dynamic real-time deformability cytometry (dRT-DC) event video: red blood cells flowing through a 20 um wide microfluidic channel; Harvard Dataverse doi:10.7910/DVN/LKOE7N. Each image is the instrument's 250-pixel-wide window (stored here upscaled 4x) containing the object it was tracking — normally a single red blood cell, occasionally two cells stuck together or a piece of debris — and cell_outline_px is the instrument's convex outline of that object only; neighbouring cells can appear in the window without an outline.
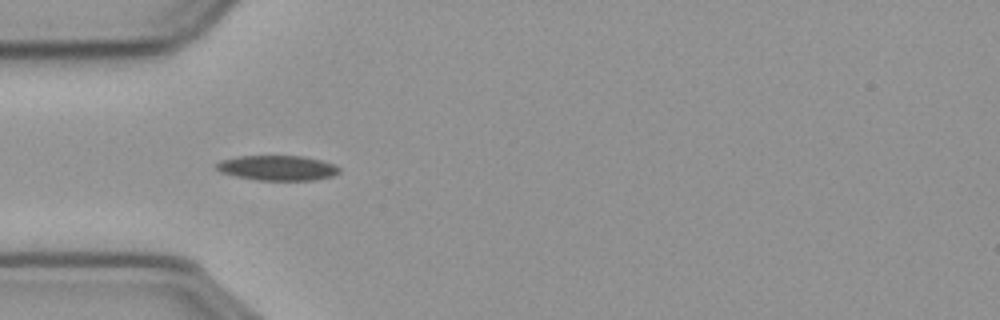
{"species": "common noctule bat (a hibernating species)", "species_latin": "Nyctalus noctula", "temperature_condition": "cold", "stored_images_in_passage": 40, "camera_frame_rate_fps": 3000, "um_per_image_px": 0.085, "animal": {"sex": "male", "body_mass_g": 23.1, "forearm_length_mm": 52.7}, "frame": {"image": 1, "passage_image": 1, "time_ms": 0.0, "image_size_px": [1000, 320], "cell_outline_px": [[340, 172], [332, 176], [316, 180], [256, 180], [236, 176], [220, 172], [216, 168], [216, 164], [220, 160], [240, 156], [304, 156], [320, 160], [332, 164], [340, 168]], "centroid_in_image_um": [23.58, 14.27], "position_along_channel_um": 61.4, "area_um2": 17.86}}
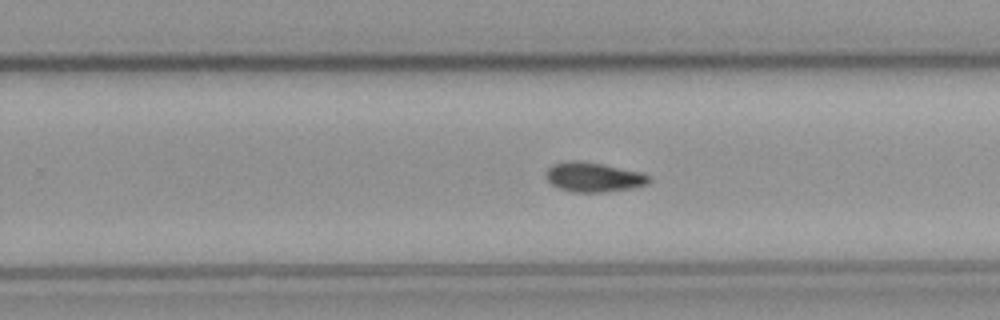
{"frame": {"image": 2, "passage_image": 19, "time_ms": 6.0, "image_size_px": [1000, 320], "cell_outline_px": [[652, 180], [648, 184], [632, 188], [604, 192], [572, 192], [560, 188], [552, 184], [548, 180], [548, 168], [552, 164], [572, 160], [576, 160], [600, 164], [640, 172], [648, 176]], "centroid_in_image_um": [50.47, 15.06], "position_along_channel_um": 279.3, "area_um2": 17.4}}
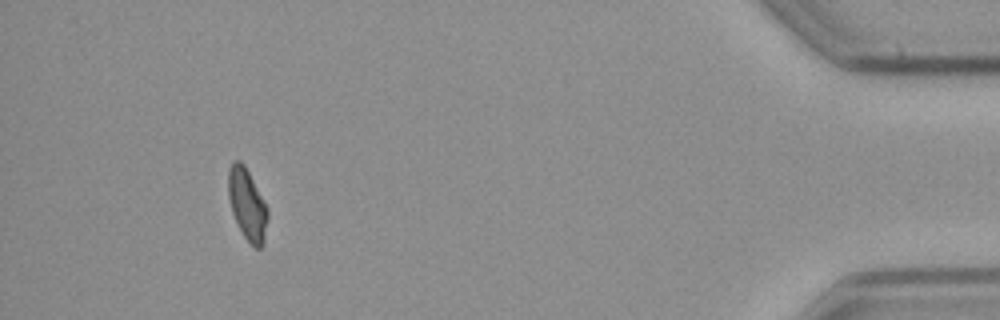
{"frame": {"image": 3, "passage_image": 36, "time_ms": 11.667, "image_size_px": [1000, 320], "cell_outline_px": [[268, 220], [264, 240], [260, 248], [256, 248], [244, 236], [232, 212], [228, 196], [228, 168], [232, 160], [240, 160], [244, 164], [264, 200], [268, 208]], "centroid_in_image_um": [21.01, 17.32], "position_along_channel_um": 414.2, "area_um2": 16.3}, "authors_computed_cell_mechanics": {"area_um2": 17.1088, "velocity_mm_per_s": 3.6371, "shape_relaxation_time_tau1_ms": null, "shape_relaxation_time_tau2_ms": 7.1407, "deformation_change_tau1": null, "deformation_change_tau2": 0.1193}}